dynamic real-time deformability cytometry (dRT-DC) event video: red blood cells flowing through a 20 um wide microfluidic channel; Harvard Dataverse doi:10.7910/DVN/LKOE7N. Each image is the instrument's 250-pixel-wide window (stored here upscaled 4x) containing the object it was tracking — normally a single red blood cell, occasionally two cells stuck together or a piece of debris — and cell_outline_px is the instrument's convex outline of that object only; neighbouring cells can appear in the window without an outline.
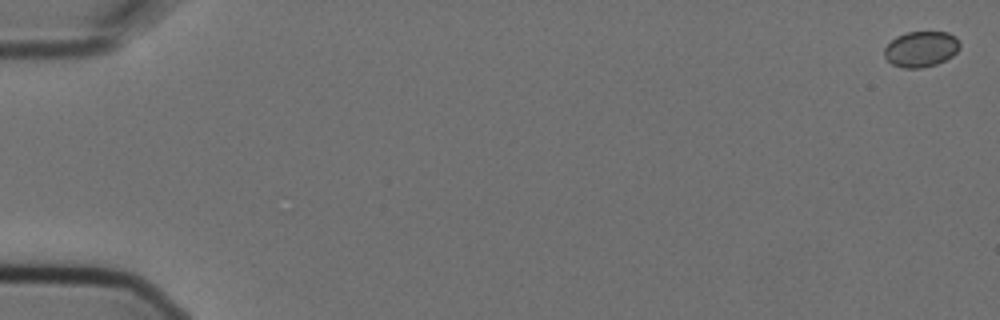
{"species": "Egyptian fruit bat (a non-hibernating species)", "species_latin": "Rousettus aegyptiacus", "temperature_condition": "cold", "stored_images_in_passage": 6, "camera_frame_rate_fps": 3000, "um_per_image_px": 0.085, "animal": {"sex": "female"}, "frame": {"image": 1, "passage_image": 1, "time_ms": 0.0, "image_size_px": [1000, 320], "cell_outline_px": [[960, 48], [952, 56], [936, 64], [920, 68], [904, 68], [892, 64], [884, 56], [884, 48], [896, 36], [908, 32], [948, 32], [956, 36], [960, 44]], "centroid_in_image_um": [78.29, 4.16], "position_along_channel_um": 6.7, "area_um2": 15.66}}